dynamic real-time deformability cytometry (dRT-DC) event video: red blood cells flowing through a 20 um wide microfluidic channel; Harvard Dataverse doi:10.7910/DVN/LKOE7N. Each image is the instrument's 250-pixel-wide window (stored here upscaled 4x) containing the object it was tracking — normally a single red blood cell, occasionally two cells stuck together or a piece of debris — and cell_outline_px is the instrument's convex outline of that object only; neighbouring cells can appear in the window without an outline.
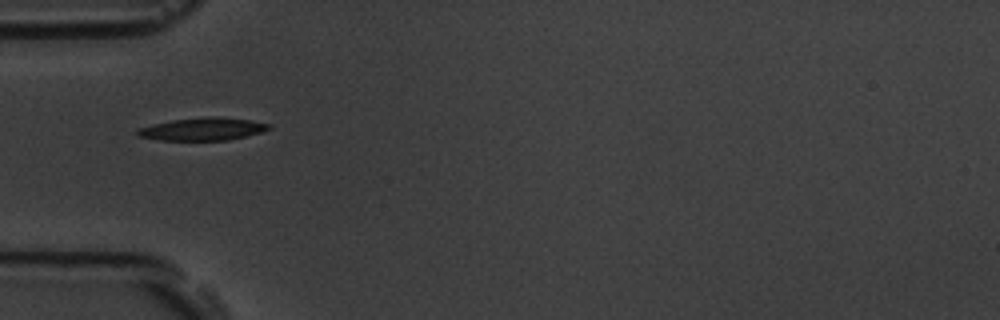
{"species": "common noctule bat (a hibernating species)", "species_latin": "Nyctalus noctula", "temperature_condition": "room temperature", "stored_images_in_passage": 3, "camera_frame_rate_fps": 3000, "um_per_image_px": 0.085, "animal": {"sex": "male", "body_mass_g": 19.5, "forearm_length_mm": 54.6}, "frame": {"image": 1, "passage_image": 1, "time_ms": 0.0, "image_size_px": [1000, 320], "cell_outline_px": [[272, 128], [260, 132], [228, 140], [160, 140], [136, 136], [136, 128], [152, 124], [172, 120], [208, 116], [220, 116], [248, 120], [272, 124]], "centroid_in_image_um": [17.19, 10.96], "position_along_channel_um": 67.8, "area_um2": 17.46}}
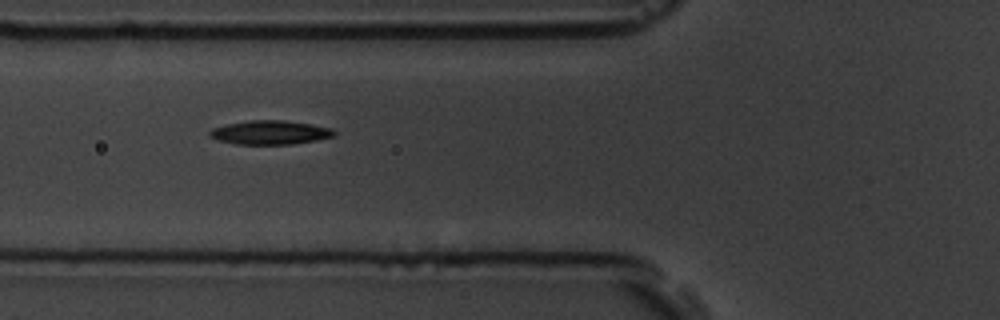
{"frame": {"image": 2, "passage_image": 2, "time_ms": 1.0, "image_size_px": [1000, 320], "cell_outline_px": [[336, 132], [332, 136], [316, 140], [292, 144], [236, 144], [220, 140], [208, 136], [208, 132], [212, 128], [228, 124], [248, 120], [284, 120], [312, 124], [332, 128]], "centroid_in_image_um": [22.95, 11.25], "position_along_channel_um": 102.9, "area_um2": 17.28}}
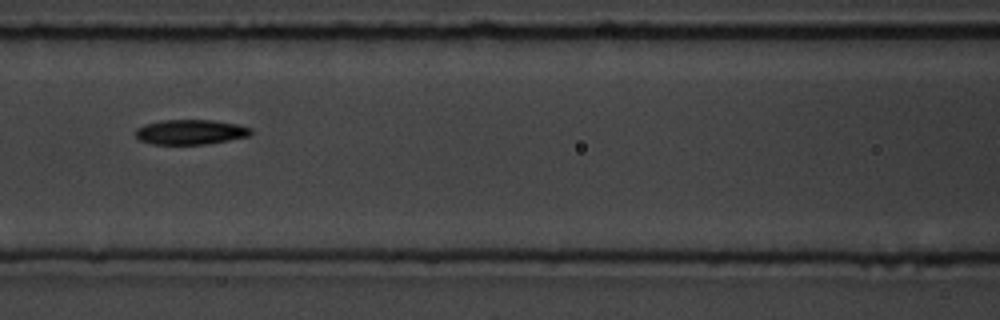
{"frame": {"image": 3, "passage_image": 3, "time_ms": 2.333, "image_size_px": [1000, 320], "cell_outline_px": [[252, 132], [248, 136], [208, 144], [152, 144], [140, 140], [136, 136], [136, 128], [144, 124], [164, 120], [212, 120], [236, 124], [252, 128]], "centroid_in_image_um": [16.18, 11.22], "position_along_channel_um": 150.4, "area_um2": 16.65}}